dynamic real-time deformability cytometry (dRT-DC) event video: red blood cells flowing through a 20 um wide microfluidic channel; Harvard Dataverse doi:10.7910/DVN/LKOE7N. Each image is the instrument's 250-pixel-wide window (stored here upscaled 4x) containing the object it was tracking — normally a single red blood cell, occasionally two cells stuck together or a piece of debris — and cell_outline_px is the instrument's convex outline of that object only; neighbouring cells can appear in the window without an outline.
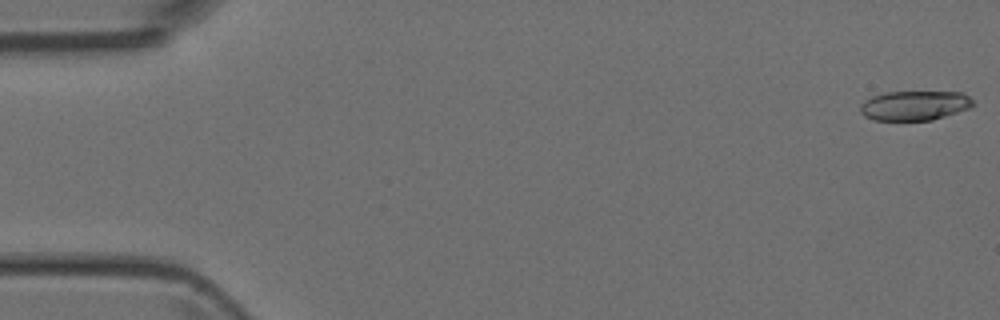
{"species": "Egyptian fruit bat (a non-hibernating species)", "species_latin": "Rousettus aegyptiacus", "temperature_condition": "room temperature", "stored_images_in_passage": 4, "camera_frame_rate_fps": 3000, "um_per_image_px": 0.085, "animal": {"sex": "female"}, "frame": {"image": 1, "passage_image": 1, "time_ms": 0.0, "image_size_px": [1000, 320], "cell_outline_px": [[976, 104], [972, 108], [932, 120], [872, 120], [864, 116], [860, 112], [860, 104], [864, 100], [872, 96], [884, 92], [964, 92]], "centroid_in_image_um": [77.75, 8.97], "position_along_channel_um": 7.2, "area_um2": 19.71}}